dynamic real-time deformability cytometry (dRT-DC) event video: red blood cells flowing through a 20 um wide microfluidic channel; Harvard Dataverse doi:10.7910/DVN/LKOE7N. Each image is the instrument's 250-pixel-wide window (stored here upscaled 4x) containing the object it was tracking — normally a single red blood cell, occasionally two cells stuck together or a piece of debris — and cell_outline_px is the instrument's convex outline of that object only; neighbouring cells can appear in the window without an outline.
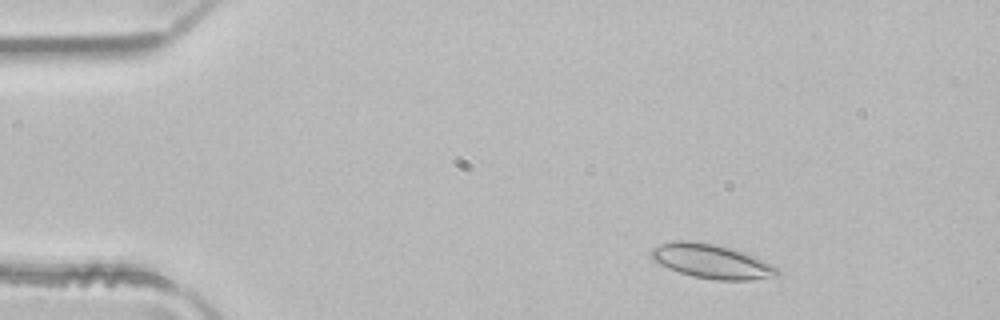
{"species": "common noctule bat (a hibernating species)", "species_latin": "Nyctalus noctula", "temperature_condition": "room temperature", "stored_images_in_passage": 3, "camera_frame_rate_fps": 3000, "um_per_image_px": 0.085, "animal": {"sex": "male", "body_mass_g": 21.5, "forearm_length_mm": 52.0}, "frame": {"image": 1, "passage_image": 1, "time_ms": 0.0, "image_size_px": [1000, 320], "cell_outline_px": [[780, 276], [752, 280], [716, 280], [692, 276], [668, 268], [652, 260], [648, 256], [652, 248], [660, 244], [676, 240], [688, 240], [712, 244], [744, 252], [772, 264], [780, 268]], "centroid_in_image_um": [60.49, 22.22], "position_along_channel_um": 24.5, "area_um2": 25.26}}
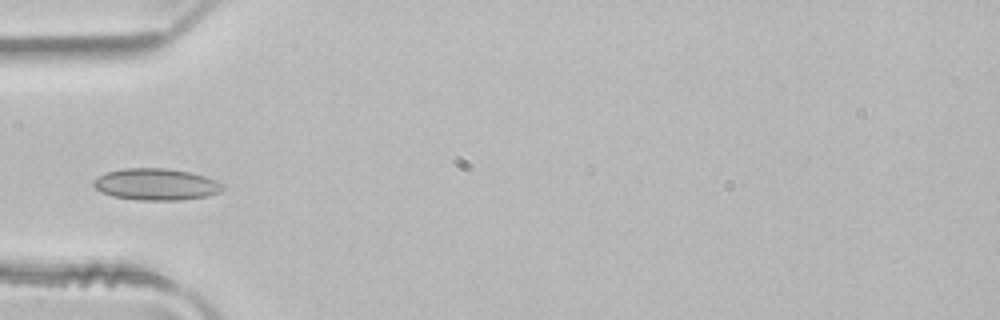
{"frame": {"image": 2, "passage_image": 3, "time_ms": 0.667, "image_size_px": [1000, 320], "cell_outline_px": [[224, 188], [220, 192], [208, 196], [180, 200], [140, 200], [112, 196], [100, 192], [92, 184], [92, 180], [104, 172], [124, 168], [168, 168], [192, 172], [216, 180], [224, 184]], "centroid_in_image_um": [13.26, 15.66], "position_along_channel_um": 71.7, "area_um2": 24.16}}